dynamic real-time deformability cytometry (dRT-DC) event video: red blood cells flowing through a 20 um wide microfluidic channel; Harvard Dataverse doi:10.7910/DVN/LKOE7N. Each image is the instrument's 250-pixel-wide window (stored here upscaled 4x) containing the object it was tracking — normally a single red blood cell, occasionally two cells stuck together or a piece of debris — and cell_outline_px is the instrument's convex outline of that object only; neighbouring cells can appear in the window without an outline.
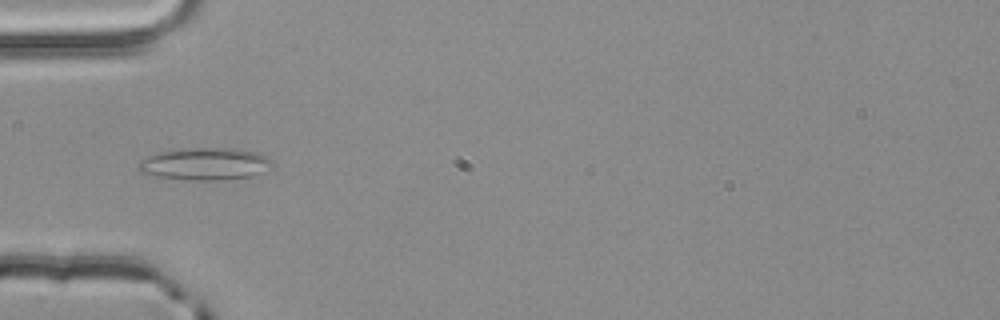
{"species": "common noctule bat (a hibernating species)", "species_latin": "Nyctalus noctula", "temperature_condition": "room temperature", "stored_images_in_passage": 8, "camera_frame_rate_fps": 3000, "um_per_image_px": 0.085, "animal": {"sex": "male", "body_mass_g": 20.4}, "frame": {"image": 1, "passage_image": 6, "time_ms": 1.667, "image_size_px": [1000, 320], "cell_outline_px": [[272, 164], [252, 176], [224, 180], [196, 180], [156, 176], [140, 172], [136, 168], [136, 164], [140, 160], [148, 156], [160, 152], [184, 148], [240, 148], [256, 152], [272, 160]], "centroid_in_image_um": [17.37, 13.92], "position_along_channel_um": 67.6, "area_um2": 25.03}}